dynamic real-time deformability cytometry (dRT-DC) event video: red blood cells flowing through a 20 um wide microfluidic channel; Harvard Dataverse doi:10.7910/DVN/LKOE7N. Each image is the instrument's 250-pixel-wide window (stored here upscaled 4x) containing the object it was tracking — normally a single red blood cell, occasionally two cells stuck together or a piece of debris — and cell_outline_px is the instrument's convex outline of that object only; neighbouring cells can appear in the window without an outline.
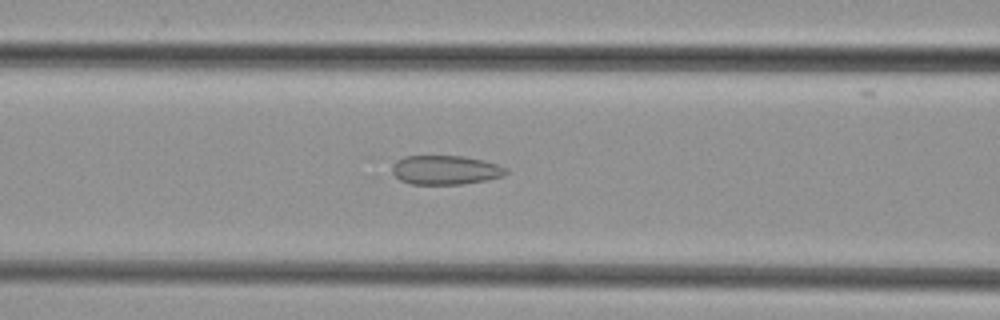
{"species": "common noctule bat (a hibernating species)", "species_latin": "Nyctalus noctula", "temperature_condition": "cold", "stored_images_in_passage": 31, "camera_frame_rate_fps": 3000, "um_per_image_px": 0.085, "animal": {"sex": "female", "body_mass_g": 29.2, "forearm_length_mm": 56.3}, "frame": {"image": 1, "passage_image": 12, "time_ms": 3.667, "image_size_px": [1000, 320], "cell_outline_px": [[508, 172], [504, 176], [488, 180], [464, 184], [412, 184], [400, 180], [392, 172], [392, 164], [396, 160], [404, 156], [464, 156], [484, 160], [508, 168]], "centroid_in_image_um": [37.88, 14.45], "position_along_channel_um": 128.7, "area_um2": 19.54}}
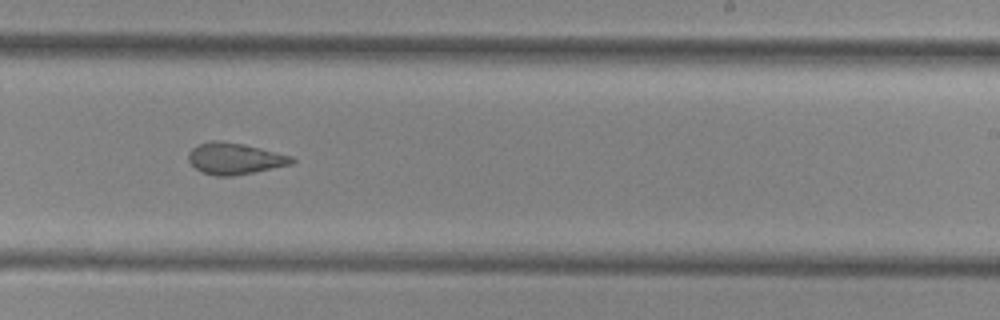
{"frame": {"image": 2, "passage_image": 22, "time_ms": 7.0, "image_size_px": [1000, 320], "cell_outline_px": [[296, 160], [292, 164], [232, 176], [216, 176], [200, 172], [188, 160], [188, 152], [192, 148], [200, 144], [212, 140], [220, 140], [244, 144], [292, 156]], "centroid_in_image_um": [19.93, 13.47], "position_along_channel_um": 269.1, "area_um2": 18.84}}
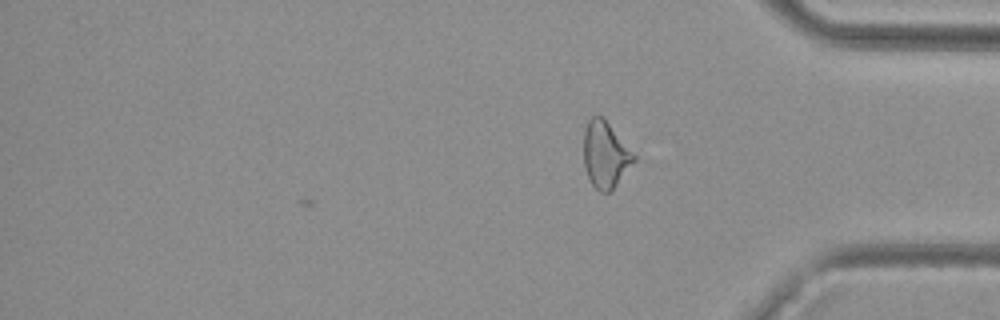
{"frame": {"image": 3, "passage_image": 31, "time_ms": 10.0, "image_size_px": [1000, 320], "cell_outline_px": [[636, 160], [612, 192], [600, 192], [592, 184], [584, 168], [584, 128], [588, 120], [596, 112], [608, 124], [636, 156]], "centroid_in_image_um": [51.44, 13.18], "position_along_channel_um": 383.8, "area_um2": 19.36}}